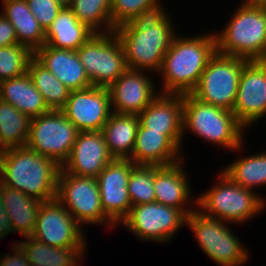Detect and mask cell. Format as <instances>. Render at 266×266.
<instances>
[{
	"instance_id": "6da1fadb",
	"label": "cell",
	"mask_w": 266,
	"mask_h": 266,
	"mask_svg": "<svg viewBox=\"0 0 266 266\" xmlns=\"http://www.w3.org/2000/svg\"><path fill=\"white\" fill-rule=\"evenodd\" d=\"M169 13L165 8L114 30L123 48L128 69L153 74L160 71L164 55L178 34Z\"/></svg>"
},
{
	"instance_id": "7a4b0ae2",
	"label": "cell",
	"mask_w": 266,
	"mask_h": 266,
	"mask_svg": "<svg viewBox=\"0 0 266 266\" xmlns=\"http://www.w3.org/2000/svg\"><path fill=\"white\" fill-rule=\"evenodd\" d=\"M207 33L189 37L176 35L157 73L161 78L159 86H162L158 88L159 93L186 95L194 91L217 51L214 31Z\"/></svg>"
},
{
	"instance_id": "3957f363",
	"label": "cell",
	"mask_w": 266,
	"mask_h": 266,
	"mask_svg": "<svg viewBox=\"0 0 266 266\" xmlns=\"http://www.w3.org/2000/svg\"><path fill=\"white\" fill-rule=\"evenodd\" d=\"M60 169L26 145L0 151V183L42 202L56 198Z\"/></svg>"
},
{
	"instance_id": "277c9868",
	"label": "cell",
	"mask_w": 266,
	"mask_h": 266,
	"mask_svg": "<svg viewBox=\"0 0 266 266\" xmlns=\"http://www.w3.org/2000/svg\"><path fill=\"white\" fill-rule=\"evenodd\" d=\"M186 132L233 153L245 148L247 130L233 112L202 102L192 94L183 95V137Z\"/></svg>"
},
{
	"instance_id": "5b68a950",
	"label": "cell",
	"mask_w": 266,
	"mask_h": 266,
	"mask_svg": "<svg viewBox=\"0 0 266 266\" xmlns=\"http://www.w3.org/2000/svg\"><path fill=\"white\" fill-rule=\"evenodd\" d=\"M228 20L221 32L214 31L217 52L262 60L266 55V7L241 2Z\"/></svg>"
},
{
	"instance_id": "8992f818",
	"label": "cell",
	"mask_w": 266,
	"mask_h": 266,
	"mask_svg": "<svg viewBox=\"0 0 266 266\" xmlns=\"http://www.w3.org/2000/svg\"><path fill=\"white\" fill-rule=\"evenodd\" d=\"M218 172L220 174L215 185L196 196V208L200 212L237 225H243L259 213L262 214L266 208L265 197L257 191L235 184L222 169Z\"/></svg>"
},
{
	"instance_id": "52a82bcc",
	"label": "cell",
	"mask_w": 266,
	"mask_h": 266,
	"mask_svg": "<svg viewBox=\"0 0 266 266\" xmlns=\"http://www.w3.org/2000/svg\"><path fill=\"white\" fill-rule=\"evenodd\" d=\"M230 223L207 216L197 208L186 217L189 228L200 249L220 266H244L250 252L240 238L232 232Z\"/></svg>"
},
{
	"instance_id": "ba28073f",
	"label": "cell",
	"mask_w": 266,
	"mask_h": 266,
	"mask_svg": "<svg viewBox=\"0 0 266 266\" xmlns=\"http://www.w3.org/2000/svg\"><path fill=\"white\" fill-rule=\"evenodd\" d=\"M56 199L82 227H85V224L105 225L112 230L117 226L103 211L99 186L95 177L77 176L61 168Z\"/></svg>"
},
{
	"instance_id": "9c48e42d",
	"label": "cell",
	"mask_w": 266,
	"mask_h": 266,
	"mask_svg": "<svg viewBox=\"0 0 266 266\" xmlns=\"http://www.w3.org/2000/svg\"><path fill=\"white\" fill-rule=\"evenodd\" d=\"M248 61L216 51L191 94L202 102L232 111L241 71Z\"/></svg>"
},
{
	"instance_id": "30bf717a",
	"label": "cell",
	"mask_w": 266,
	"mask_h": 266,
	"mask_svg": "<svg viewBox=\"0 0 266 266\" xmlns=\"http://www.w3.org/2000/svg\"><path fill=\"white\" fill-rule=\"evenodd\" d=\"M76 52L92 86L108 88L128 69L115 32L93 34Z\"/></svg>"
},
{
	"instance_id": "8fae6325",
	"label": "cell",
	"mask_w": 266,
	"mask_h": 266,
	"mask_svg": "<svg viewBox=\"0 0 266 266\" xmlns=\"http://www.w3.org/2000/svg\"><path fill=\"white\" fill-rule=\"evenodd\" d=\"M79 132L62 110H49L31 119L26 146L62 166L68 159Z\"/></svg>"
},
{
	"instance_id": "7c38bea8",
	"label": "cell",
	"mask_w": 266,
	"mask_h": 266,
	"mask_svg": "<svg viewBox=\"0 0 266 266\" xmlns=\"http://www.w3.org/2000/svg\"><path fill=\"white\" fill-rule=\"evenodd\" d=\"M186 217L178 208L153 202L132 206L118 226L132 232L137 240L168 244L186 226Z\"/></svg>"
},
{
	"instance_id": "4fadbf2b",
	"label": "cell",
	"mask_w": 266,
	"mask_h": 266,
	"mask_svg": "<svg viewBox=\"0 0 266 266\" xmlns=\"http://www.w3.org/2000/svg\"><path fill=\"white\" fill-rule=\"evenodd\" d=\"M85 230L55 198L40 205L32 237L52 247H86Z\"/></svg>"
},
{
	"instance_id": "5bb4252c",
	"label": "cell",
	"mask_w": 266,
	"mask_h": 266,
	"mask_svg": "<svg viewBox=\"0 0 266 266\" xmlns=\"http://www.w3.org/2000/svg\"><path fill=\"white\" fill-rule=\"evenodd\" d=\"M232 112L246 130L266 118V64L262 60L244 65Z\"/></svg>"
},
{
	"instance_id": "9a60e30c",
	"label": "cell",
	"mask_w": 266,
	"mask_h": 266,
	"mask_svg": "<svg viewBox=\"0 0 266 266\" xmlns=\"http://www.w3.org/2000/svg\"><path fill=\"white\" fill-rule=\"evenodd\" d=\"M62 111L80 132L100 131L112 114L109 90L90 86L70 91Z\"/></svg>"
},
{
	"instance_id": "2e32d148",
	"label": "cell",
	"mask_w": 266,
	"mask_h": 266,
	"mask_svg": "<svg viewBox=\"0 0 266 266\" xmlns=\"http://www.w3.org/2000/svg\"><path fill=\"white\" fill-rule=\"evenodd\" d=\"M135 166L129 159L114 158L96 178L103 211L117 226L132 207L128 182Z\"/></svg>"
},
{
	"instance_id": "e0dca14e",
	"label": "cell",
	"mask_w": 266,
	"mask_h": 266,
	"mask_svg": "<svg viewBox=\"0 0 266 266\" xmlns=\"http://www.w3.org/2000/svg\"><path fill=\"white\" fill-rule=\"evenodd\" d=\"M148 71L127 69L108 87L112 112L139 115L159 94Z\"/></svg>"
},
{
	"instance_id": "ac0fdd59",
	"label": "cell",
	"mask_w": 266,
	"mask_h": 266,
	"mask_svg": "<svg viewBox=\"0 0 266 266\" xmlns=\"http://www.w3.org/2000/svg\"><path fill=\"white\" fill-rule=\"evenodd\" d=\"M138 117L144 128L163 132L182 151L183 95L159 93Z\"/></svg>"
},
{
	"instance_id": "d6986e66",
	"label": "cell",
	"mask_w": 266,
	"mask_h": 266,
	"mask_svg": "<svg viewBox=\"0 0 266 266\" xmlns=\"http://www.w3.org/2000/svg\"><path fill=\"white\" fill-rule=\"evenodd\" d=\"M113 159L101 130L79 132L61 168L77 176L97 178Z\"/></svg>"
},
{
	"instance_id": "ffe728a7",
	"label": "cell",
	"mask_w": 266,
	"mask_h": 266,
	"mask_svg": "<svg viewBox=\"0 0 266 266\" xmlns=\"http://www.w3.org/2000/svg\"><path fill=\"white\" fill-rule=\"evenodd\" d=\"M183 160L167 166H154L155 202L178 208L188 215L196 209V197L192 198L193 190Z\"/></svg>"
},
{
	"instance_id": "44dd1931",
	"label": "cell",
	"mask_w": 266,
	"mask_h": 266,
	"mask_svg": "<svg viewBox=\"0 0 266 266\" xmlns=\"http://www.w3.org/2000/svg\"><path fill=\"white\" fill-rule=\"evenodd\" d=\"M182 153L163 132L149 131L139 124L135 145L128 159L135 165L167 166L185 159Z\"/></svg>"
},
{
	"instance_id": "7402d4cb",
	"label": "cell",
	"mask_w": 266,
	"mask_h": 266,
	"mask_svg": "<svg viewBox=\"0 0 266 266\" xmlns=\"http://www.w3.org/2000/svg\"><path fill=\"white\" fill-rule=\"evenodd\" d=\"M34 57L70 91L92 86L76 51L56 49L44 44L34 52Z\"/></svg>"
},
{
	"instance_id": "603a6c76",
	"label": "cell",
	"mask_w": 266,
	"mask_h": 266,
	"mask_svg": "<svg viewBox=\"0 0 266 266\" xmlns=\"http://www.w3.org/2000/svg\"><path fill=\"white\" fill-rule=\"evenodd\" d=\"M0 100L11 104L31 119L49 111L42 94L32 83L28 72L19 77L1 81Z\"/></svg>"
},
{
	"instance_id": "cb8c5ba5",
	"label": "cell",
	"mask_w": 266,
	"mask_h": 266,
	"mask_svg": "<svg viewBox=\"0 0 266 266\" xmlns=\"http://www.w3.org/2000/svg\"><path fill=\"white\" fill-rule=\"evenodd\" d=\"M95 32L63 7L45 32V44L56 49L77 51Z\"/></svg>"
},
{
	"instance_id": "d4e9b609",
	"label": "cell",
	"mask_w": 266,
	"mask_h": 266,
	"mask_svg": "<svg viewBox=\"0 0 266 266\" xmlns=\"http://www.w3.org/2000/svg\"><path fill=\"white\" fill-rule=\"evenodd\" d=\"M2 14L13 25L18 44L33 52L45 44V31L31 12L26 0H1Z\"/></svg>"
},
{
	"instance_id": "484cf974",
	"label": "cell",
	"mask_w": 266,
	"mask_h": 266,
	"mask_svg": "<svg viewBox=\"0 0 266 266\" xmlns=\"http://www.w3.org/2000/svg\"><path fill=\"white\" fill-rule=\"evenodd\" d=\"M139 124L138 115L112 112L101 131L113 158L128 159L131 156Z\"/></svg>"
},
{
	"instance_id": "4316f807",
	"label": "cell",
	"mask_w": 266,
	"mask_h": 266,
	"mask_svg": "<svg viewBox=\"0 0 266 266\" xmlns=\"http://www.w3.org/2000/svg\"><path fill=\"white\" fill-rule=\"evenodd\" d=\"M17 241L25 251L31 266H82L87 247H52L32 236ZM85 254V255H84Z\"/></svg>"
},
{
	"instance_id": "83f0119b",
	"label": "cell",
	"mask_w": 266,
	"mask_h": 266,
	"mask_svg": "<svg viewBox=\"0 0 266 266\" xmlns=\"http://www.w3.org/2000/svg\"><path fill=\"white\" fill-rule=\"evenodd\" d=\"M2 200L13 232L20 233L23 238L31 236L42 201L5 185H2Z\"/></svg>"
},
{
	"instance_id": "f1b7e54d",
	"label": "cell",
	"mask_w": 266,
	"mask_h": 266,
	"mask_svg": "<svg viewBox=\"0 0 266 266\" xmlns=\"http://www.w3.org/2000/svg\"><path fill=\"white\" fill-rule=\"evenodd\" d=\"M223 168L222 171L241 187L254 191L257 190L255 187H266V150L246 157L240 155Z\"/></svg>"
},
{
	"instance_id": "f546056e",
	"label": "cell",
	"mask_w": 266,
	"mask_h": 266,
	"mask_svg": "<svg viewBox=\"0 0 266 266\" xmlns=\"http://www.w3.org/2000/svg\"><path fill=\"white\" fill-rule=\"evenodd\" d=\"M28 74L49 110H62L70 90L35 57L30 60Z\"/></svg>"
},
{
	"instance_id": "4dcf8cb0",
	"label": "cell",
	"mask_w": 266,
	"mask_h": 266,
	"mask_svg": "<svg viewBox=\"0 0 266 266\" xmlns=\"http://www.w3.org/2000/svg\"><path fill=\"white\" fill-rule=\"evenodd\" d=\"M31 118L14 106L0 100V151L25 146Z\"/></svg>"
},
{
	"instance_id": "1f68e13d",
	"label": "cell",
	"mask_w": 266,
	"mask_h": 266,
	"mask_svg": "<svg viewBox=\"0 0 266 266\" xmlns=\"http://www.w3.org/2000/svg\"><path fill=\"white\" fill-rule=\"evenodd\" d=\"M112 0H72L70 9L78 21L95 33L114 32L110 10Z\"/></svg>"
},
{
	"instance_id": "d6a6232c",
	"label": "cell",
	"mask_w": 266,
	"mask_h": 266,
	"mask_svg": "<svg viewBox=\"0 0 266 266\" xmlns=\"http://www.w3.org/2000/svg\"><path fill=\"white\" fill-rule=\"evenodd\" d=\"M162 0H112L110 10L114 30L121 25L136 21L165 9Z\"/></svg>"
},
{
	"instance_id": "836d02e7",
	"label": "cell",
	"mask_w": 266,
	"mask_h": 266,
	"mask_svg": "<svg viewBox=\"0 0 266 266\" xmlns=\"http://www.w3.org/2000/svg\"><path fill=\"white\" fill-rule=\"evenodd\" d=\"M33 57L34 52L25 45L0 47V82L27 73Z\"/></svg>"
},
{
	"instance_id": "e575fe53",
	"label": "cell",
	"mask_w": 266,
	"mask_h": 266,
	"mask_svg": "<svg viewBox=\"0 0 266 266\" xmlns=\"http://www.w3.org/2000/svg\"><path fill=\"white\" fill-rule=\"evenodd\" d=\"M128 194L132 206L155 202L154 166L136 165L131 170Z\"/></svg>"
},
{
	"instance_id": "d590c367",
	"label": "cell",
	"mask_w": 266,
	"mask_h": 266,
	"mask_svg": "<svg viewBox=\"0 0 266 266\" xmlns=\"http://www.w3.org/2000/svg\"><path fill=\"white\" fill-rule=\"evenodd\" d=\"M26 2L45 32L63 8L56 0H26Z\"/></svg>"
},
{
	"instance_id": "8d00e7d4",
	"label": "cell",
	"mask_w": 266,
	"mask_h": 266,
	"mask_svg": "<svg viewBox=\"0 0 266 266\" xmlns=\"http://www.w3.org/2000/svg\"><path fill=\"white\" fill-rule=\"evenodd\" d=\"M11 253L2 254L0 257V266H31L28 262L25 251L15 241L10 247Z\"/></svg>"
},
{
	"instance_id": "74e56055",
	"label": "cell",
	"mask_w": 266,
	"mask_h": 266,
	"mask_svg": "<svg viewBox=\"0 0 266 266\" xmlns=\"http://www.w3.org/2000/svg\"><path fill=\"white\" fill-rule=\"evenodd\" d=\"M18 44L13 25L0 13V47Z\"/></svg>"
},
{
	"instance_id": "f35d334b",
	"label": "cell",
	"mask_w": 266,
	"mask_h": 266,
	"mask_svg": "<svg viewBox=\"0 0 266 266\" xmlns=\"http://www.w3.org/2000/svg\"><path fill=\"white\" fill-rule=\"evenodd\" d=\"M13 233L11 219L6 213V209L2 200V184L0 183V241L7 235Z\"/></svg>"
},
{
	"instance_id": "ab89813d",
	"label": "cell",
	"mask_w": 266,
	"mask_h": 266,
	"mask_svg": "<svg viewBox=\"0 0 266 266\" xmlns=\"http://www.w3.org/2000/svg\"><path fill=\"white\" fill-rule=\"evenodd\" d=\"M240 2H245L251 5L266 7V0H243Z\"/></svg>"
},
{
	"instance_id": "60d3db41",
	"label": "cell",
	"mask_w": 266,
	"mask_h": 266,
	"mask_svg": "<svg viewBox=\"0 0 266 266\" xmlns=\"http://www.w3.org/2000/svg\"><path fill=\"white\" fill-rule=\"evenodd\" d=\"M62 7H70L72 0H56Z\"/></svg>"
},
{
	"instance_id": "b9f144b4",
	"label": "cell",
	"mask_w": 266,
	"mask_h": 266,
	"mask_svg": "<svg viewBox=\"0 0 266 266\" xmlns=\"http://www.w3.org/2000/svg\"><path fill=\"white\" fill-rule=\"evenodd\" d=\"M262 61L266 64V55H265V57L262 59Z\"/></svg>"
}]
</instances>
